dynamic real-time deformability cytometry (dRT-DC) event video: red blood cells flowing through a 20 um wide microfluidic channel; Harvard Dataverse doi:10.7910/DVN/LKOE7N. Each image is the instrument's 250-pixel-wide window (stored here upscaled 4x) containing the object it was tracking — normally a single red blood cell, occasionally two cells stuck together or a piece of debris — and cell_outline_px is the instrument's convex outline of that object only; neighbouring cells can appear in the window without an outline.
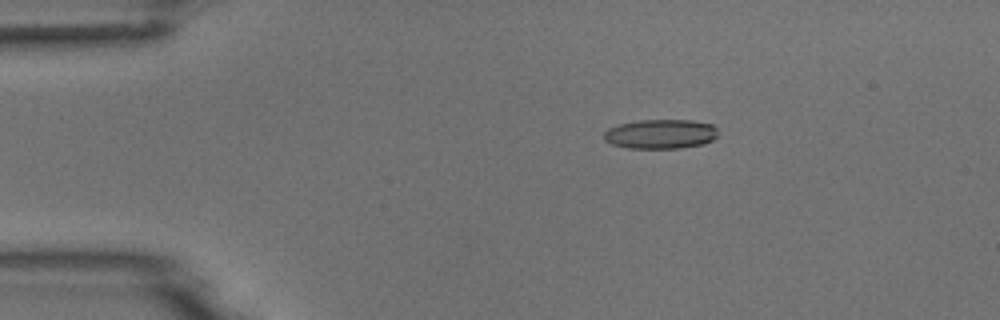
{"species": "common noctule bat (a hibernating species)", "species_latin": "Nyctalus noctula", "temperature_condition": "room temperature", "stored_images_in_passage": 7, "camera_frame_rate_fps": 3000, "um_per_image_px": 0.085, "animal": {"sex": "male", "body_mass_g": 18.8}, "frame": {"image": 1, "passage_image": 3, "time_ms": 2.333, "image_size_px": [1000, 320], "cell_outline_px": [[716, 136], [712, 140], [704, 144], [680, 148], [628, 148], [612, 144], [604, 140], [604, 132], [608, 128], [620, 124], [640, 120], [692, 120], [712, 124], [716, 128]], "centroid_in_image_um": [56.14, 11.39], "position_along_channel_um": 28.9, "area_um2": 19.54}}
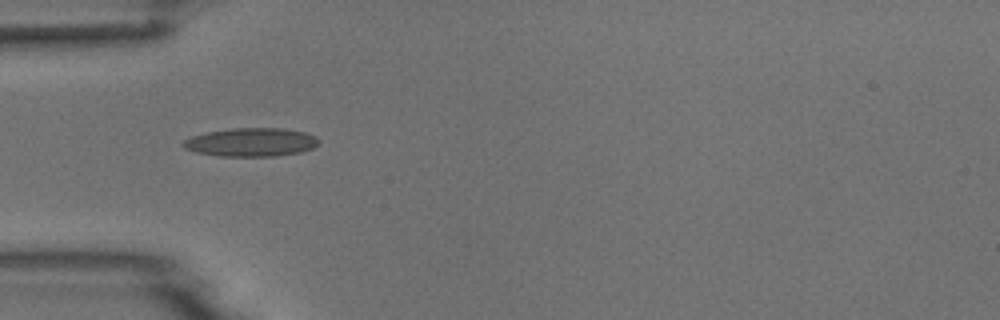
{"frame": {"image": 2, "passage_image": 5, "time_ms": 4.667, "image_size_px": [1000, 320], "cell_outline_px": [[320, 140], [312, 148], [300, 152], [276, 156], [220, 156], [196, 152], [184, 148], [180, 144], [184, 140], [192, 136], [208, 132], [232, 128], [284, 128], [304, 132], [316, 136]], "centroid_in_image_um": [21.34, 12.08], "position_along_channel_um": 63.7, "area_um2": 22.48}}